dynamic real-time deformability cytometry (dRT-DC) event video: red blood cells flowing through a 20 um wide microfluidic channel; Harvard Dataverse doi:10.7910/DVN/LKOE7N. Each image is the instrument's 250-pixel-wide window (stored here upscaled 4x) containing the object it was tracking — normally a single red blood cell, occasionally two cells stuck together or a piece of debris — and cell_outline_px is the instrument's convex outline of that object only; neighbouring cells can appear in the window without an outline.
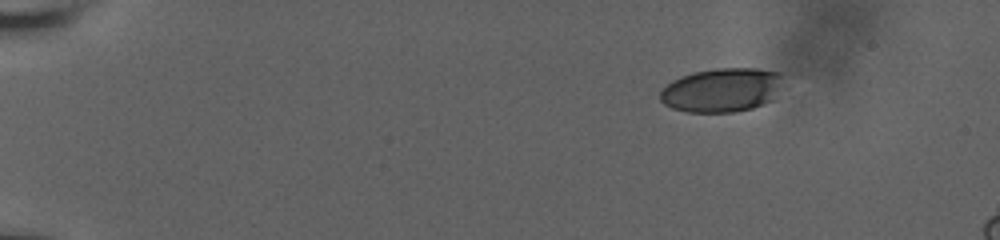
{"species": "human", "species_latin": "Homo sapiens", "temperature_condition": "room temperature", "stored_images_in_passage": 26, "camera_frame_rate_fps": 3000, "um_per_image_px": 0.085, "donor": {"sex": "male"}, "frame": {"image": 1, "passage_image": 1, "time_ms": 0.0, "image_size_px": [1000, 240], "cell_outline_px": [[784, 76], [772, 100], [752, 108], [736, 112], [688, 112], [672, 108], [664, 104], [660, 100], [660, 92], [672, 80], [680, 76], [692, 72], [716, 68], [756, 68], [780, 72]], "centroid_in_image_um": [61.34, 7.64], "position_along_channel_um": 23.7, "area_um2": 31.56}}
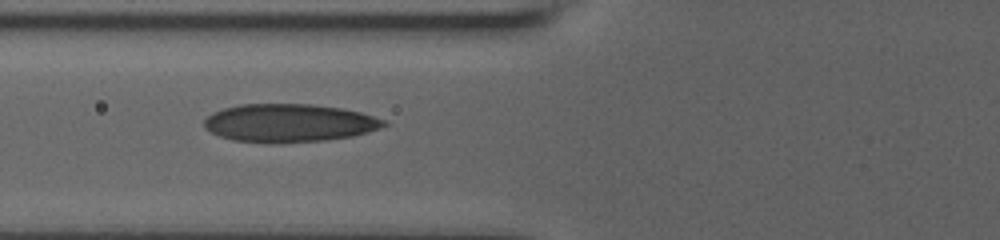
{"frame": {"image": 2, "passage_image": 15, "time_ms": 5.667, "image_size_px": [1000, 240], "cell_outline_px": [[388, 124], [380, 128], [368, 132], [352, 136], [324, 140], [232, 140], [220, 136], [204, 128], [204, 120], [212, 112], [224, 108], [240, 104], [312, 104], [344, 108], [360, 112], [384, 120]], "centroid_in_image_um": [24.59, 10.4], "position_along_channel_um": 101.2, "area_um2": 38.78}}
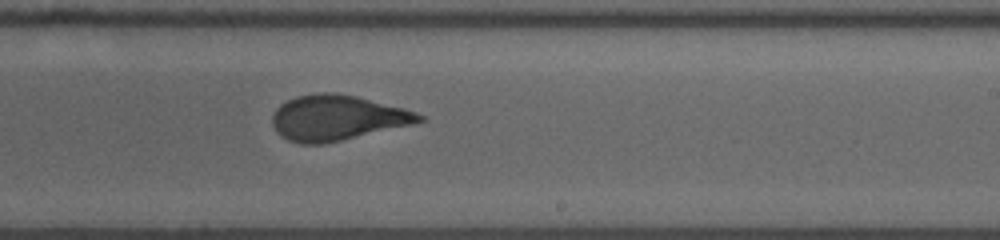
{"frame": {"image": 3, "passage_image": 26, "time_ms": 10.0, "image_size_px": [1000, 240], "cell_outline_px": [[424, 120], [412, 124], [324, 144], [300, 144], [288, 140], [280, 136], [276, 132], [272, 124], [272, 116], [276, 108], [280, 104], [296, 96], [320, 92], [332, 92], [356, 96], [404, 108], [416, 112], [424, 116]], "centroid_in_image_um": [28.61, 10.01], "position_along_channel_um": 260.4, "area_um2": 38.67}}